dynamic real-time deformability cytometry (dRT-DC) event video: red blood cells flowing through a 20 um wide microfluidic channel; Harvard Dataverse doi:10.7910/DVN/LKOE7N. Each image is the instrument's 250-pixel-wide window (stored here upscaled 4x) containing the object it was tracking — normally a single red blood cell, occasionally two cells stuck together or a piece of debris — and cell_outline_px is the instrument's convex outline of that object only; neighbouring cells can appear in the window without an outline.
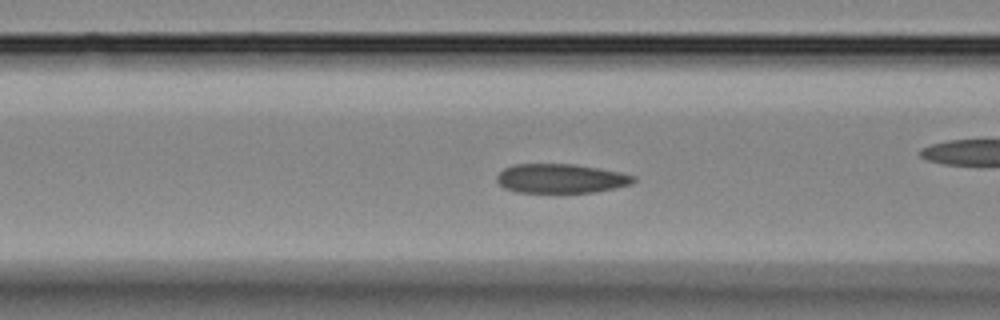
{"species": "Egyptian fruit bat (a non-hibernating species)", "species_latin": "Rousettus aegyptiacus", "temperature_condition": "room temperature", "stored_images_in_passage": 32, "camera_frame_rate_fps": 3000, "um_per_image_px": 0.085, "animal": {"sex": "female"}, "frame": {"image": 1, "passage_image": 5, "time_ms": 1.333, "image_size_px": [1000, 320], "cell_outline_px": [[636, 180], [632, 184], [592, 192], [516, 192], [504, 188], [496, 180], [496, 176], [504, 168], [512, 164], [576, 164], [620, 172], [636, 176]], "centroid_in_image_um": [47.66, 15.16], "position_along_channel_um": 118.9, "area_um2": 23.24}}
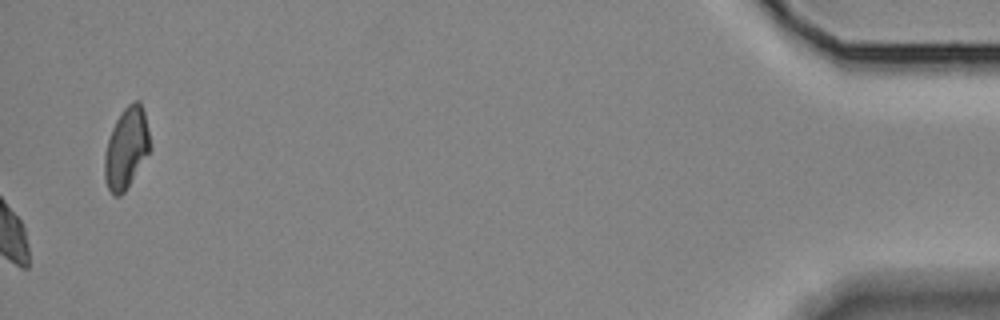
{"frame": {"image": 2, "passage_image": 32, "time_ms": 10.333, "image_size_px": [1000, 320], "cell_outline_px": [[152, 148], [124, 192], [120, 196], [112, 196], [104, 180], [104, 152], [112, 128], [116, 120], [124, 108], [128, 104], [136, 100], [140, 100], [144, 112], [152, 144]], "centroid_in_image_um": [10.74, 12.6], "position_along_channel_um": 424.5, "area_um2": 21.62}}